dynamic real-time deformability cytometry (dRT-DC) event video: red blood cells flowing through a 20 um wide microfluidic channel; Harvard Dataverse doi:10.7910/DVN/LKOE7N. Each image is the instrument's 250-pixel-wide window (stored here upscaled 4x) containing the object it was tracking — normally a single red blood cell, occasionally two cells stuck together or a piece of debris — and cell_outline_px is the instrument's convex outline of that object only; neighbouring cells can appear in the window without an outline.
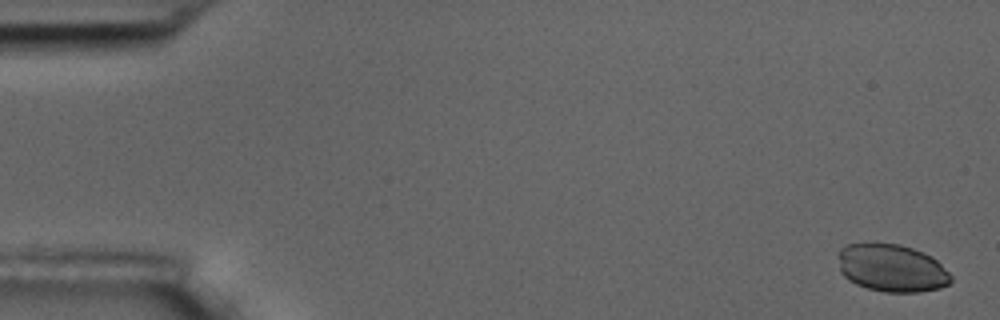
{"species": "common noctule bat (a hibernating species)", "species_latin": "Nyctalus noctula", "temperature_condition": "room temperature", "stored_images_in_passage": 5, "camera_frame_rate_fps": 3000, "um_per_image_px": 0.085, "animal": {"sex": "male", "body_mass_g": 17.5, "forearm_length_mm": 52.3}, "frame": {"image": 1, "passage_image": 1, "time_ms": 0.0, "image_size_px": [1000, 320], "cell_outline_px": [[952, 280], [948, 284], [940, 288], [920, 292], [884, 292], [868, 288], [856, 284], [848, 280], [840, 272], [836, 252], [840, 248], [848, 244], [900, 244], [924, 252], [932, 256], [952, 276]], "centroid_in_image_um": [75.77, 22.79], "position_along_channel_um": 9.2, "area_um2": 31.44}}
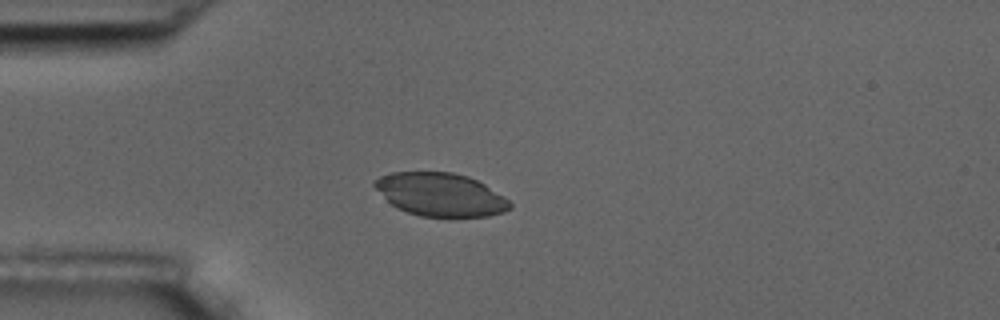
{"frame": {"image": 2, "passage_image": 5, "time_ms": 4.667, "image_size_px": [1000, 320], "cell_outline_px": [[512, 208], [504, 212], [488, 216], [420, 216], [396, 208], [372, 184], [380, 176], [392, 172], [452, 172], [468, 176], [484, 184], [504, 196], [512, 204]], "centroid_in_image_um": [37.46, 16.53], "position_along_channel_um": 47.5, "area_um2": 33.76}}